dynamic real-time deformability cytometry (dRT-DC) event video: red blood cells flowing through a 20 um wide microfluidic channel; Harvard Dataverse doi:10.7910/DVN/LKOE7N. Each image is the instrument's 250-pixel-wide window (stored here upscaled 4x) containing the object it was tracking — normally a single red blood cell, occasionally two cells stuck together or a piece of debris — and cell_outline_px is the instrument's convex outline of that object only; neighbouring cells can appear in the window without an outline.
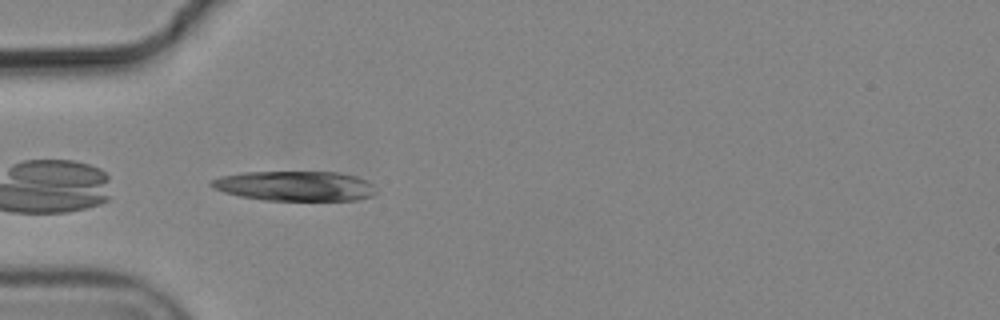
{"species": "common noctule bat (a hibernating species)", "species_latin": "Nyctalus noctula", "temperature_condition": "cold", "stored_images_in_passage": 5, "camera_frame_rate_fps": 3000, "um_per_image_px": 0.085, "animal": {"sex": "male", "body_mass_g": 19.2, "forearm_length_mm": 51.8}, "frame": {"image": 1, "passage_image": 4, "time_ms": 1.0, "image_size_px": [1000, 320], "cell_outline_px": [[376, 192], [372, 196], [356, 200], [264, 200], [240, 196], [224, 192], [212, 188], [208, 184], [212, 180], [220, 176], [244, 172], [340, 172], [356, 176], [368, 180], [372, 184]], "centroid_in_image_um": [25.07, 15.8], "position_along_channel_um": 59.9, "area_um2": 28.78}}